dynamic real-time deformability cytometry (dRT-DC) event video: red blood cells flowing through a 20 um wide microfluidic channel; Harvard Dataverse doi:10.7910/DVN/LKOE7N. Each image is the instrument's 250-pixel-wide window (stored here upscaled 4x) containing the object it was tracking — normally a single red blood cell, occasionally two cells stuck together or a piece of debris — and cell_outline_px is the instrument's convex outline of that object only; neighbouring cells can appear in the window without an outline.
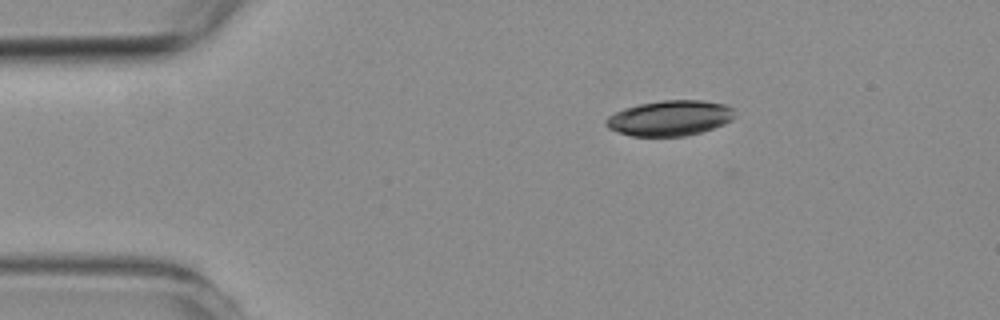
{"species": "common noctule bat (a hibernating species)", "species_latin": "Nyctalus noctula", "temperature_condition": "room temperature", "stored_images_in_passage": 5, "camera_frame_rate_fps": 3000, "um_per_image_px": 0.085, "animal": {"sex": "female", "body_mass_g": 19.3, "forearm_length_mm": 54.1}, "frame": {"image": 1, "passage_image": 1, "time_ms": 0.0, "image_size_px": [1000, 320], "cell_outline_px": [[736, 116], [732, 120], [724, 124], [700, 132], [684, 136], [632, 136], [608, 128], [604, 124], [604, 120], [608, 116], [624, 108], [640, 104], [664, 100], [704, 100], [724, 104], [732, 108]], "centroid_in_image_um": [56.94, 10.03], "position_along_channel_um": 28.1, "area_um2": 26.47}}
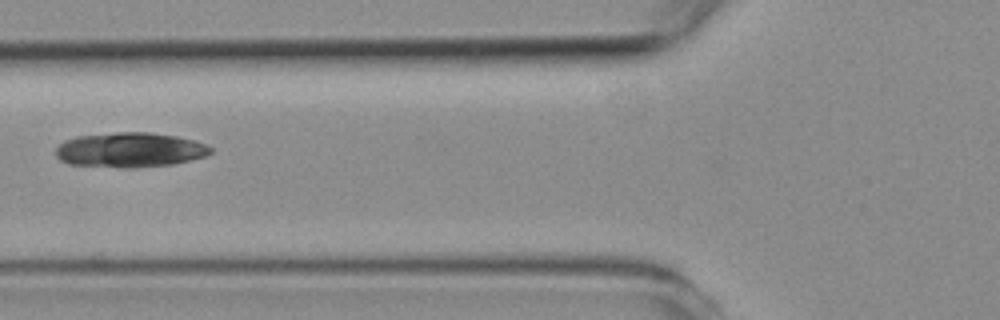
{"frame": {"image": 2, "passage_image": 4, "time_ms": 3.667, "image_size_px": [1000, 320], "cell_outline_px": [[212, 152], [204, 156], [172, 164], [132, 168], [124, 168], [68, 164], [60, 160], [56, 156], [56, 148], [64, 140], [76, 136], [116, 132], [148, 132], [176, 136], [192, 140], [204, 144], [212, 148]], "centroid_in_image_um": [10.99, 12.74], "position_along_channel_um": 114.8, "area_um2": 31.33}}
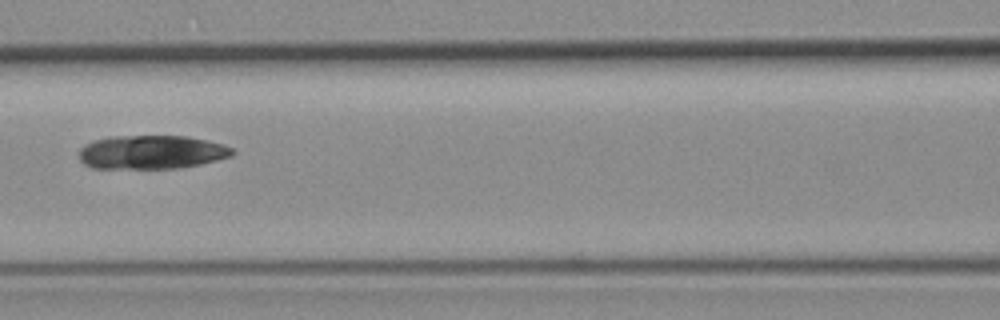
{"frame": {"image": 3, "passage_image": 5, "time_ms": 4.667, "image_size_px": [1000, 320], "cell_outline_px": [[236, 152], [232, 156], [200, 164], [180, 168], [92, 168], [84, 164], [80, 160], [80, 148], [84, 144], [96, 140], [116, 136], [188, 136], [220, 144], [232, 148]], "centroid_in_image_um": [12.87, 12.94], "position_along_channel_um": 153.7, "area_um2": 29.94}}